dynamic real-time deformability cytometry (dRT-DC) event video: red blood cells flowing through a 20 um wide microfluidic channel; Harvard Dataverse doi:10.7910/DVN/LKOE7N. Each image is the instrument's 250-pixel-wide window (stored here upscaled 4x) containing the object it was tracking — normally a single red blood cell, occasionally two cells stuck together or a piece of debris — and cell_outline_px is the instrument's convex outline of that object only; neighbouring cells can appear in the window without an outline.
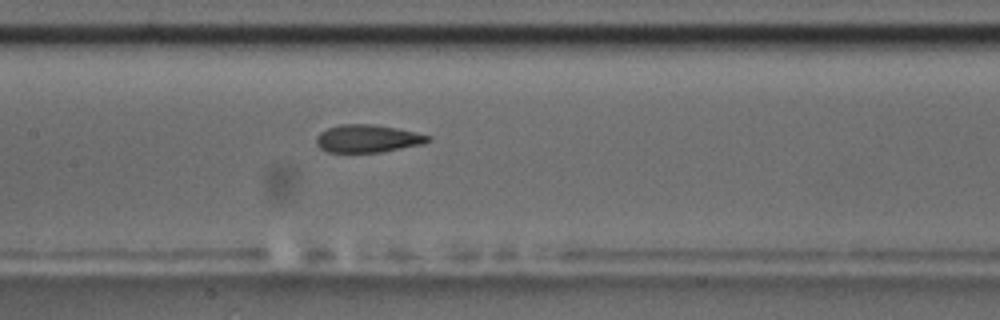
{"species": "common noctule bat (a hibernating species)", "species_latin": "Nyctalus noctula", "temperature_condition": "room temperature", "stored_images_in_passage": 4, "camera_frame_rate_fps": 3000, "um_per_image_px": 0.085, "animal": {"sex": "male", "body_mass_g": 17.5, "forearm_length_mm": 52.3}, "frame": {"image": 1, "passage_image": 4, "time_ms": 3.333, "image_size_px": [1000, 320], "cell_outline_px": [[432, 140], [424, 144], [380, 152], [328, 152], [320, 148], [316, 144], [316, 136], [320, 132], [328, 128], [340, 124], [372, 124], [396, 128], [416, 132], [432, 136]], "centroid_in_image_um": [31.27, 11.78], "position_along_channel_um": 176.1, "area_um2": 18.15}}